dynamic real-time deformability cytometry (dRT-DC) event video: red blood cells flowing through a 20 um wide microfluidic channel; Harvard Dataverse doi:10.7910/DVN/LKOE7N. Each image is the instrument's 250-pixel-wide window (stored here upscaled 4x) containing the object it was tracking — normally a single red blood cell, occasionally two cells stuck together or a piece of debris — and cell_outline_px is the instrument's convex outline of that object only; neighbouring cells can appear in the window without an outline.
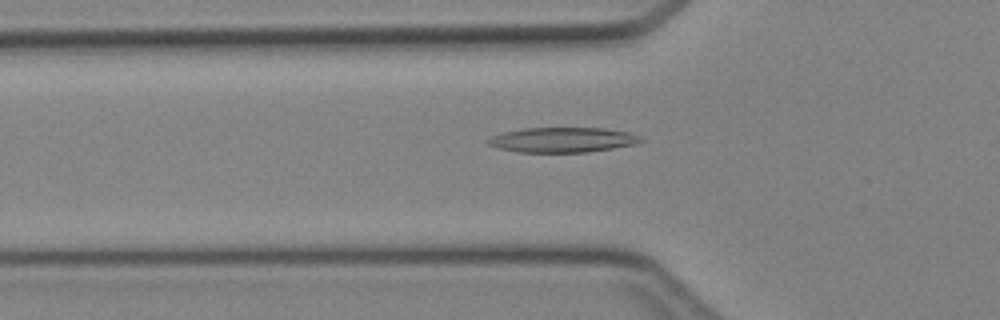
{"species": "Egyptian fruit bat (a non-hibernating species)", "species_latin": "Rousettus aegyptiacus", "temperature_condition": "cold", "stored_images_in_passage": 39, "camera_frame_rate_fps": 3000, "um_per_image_px": 0.085, "animal": {"sex": "female"}, "frame": {"image": 1, "passage_image": 15, "time_ms": 4.667, "image_size_px": [1000, 320], "cell_outline_px": [[644, 140], [636, 144], [612, 148], [584, 152], [520, 152], [496, 148], [488, 144], [484, 140], [492, 136], [504, 132], [524, 128], [604, 128], [632, 132], [640, 136]], "centroid_in_image_um": [47.82, 11.88], "position_along_channel_um": 78.0, "area_um2": 22.31}}
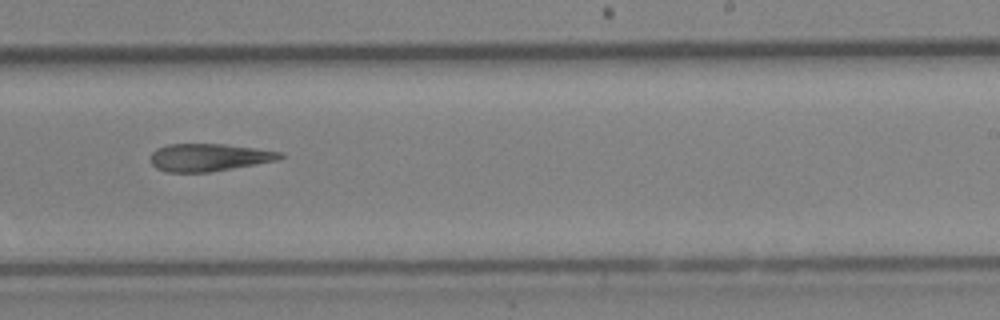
{"frame": {"image": 2, "passage_image": 28, "time_ms": 9.0, "image_size_px": [1000, 320], "cell_outline_px": [[284, 156], [280, 160], [208, 172], [164, 172], [156, 168], [148, 160], [152, 152], [156, 148], [168, 144], [224, 144], [256, 148], [284, 152]], "centroid_in_image_um": [17.74, 13.37], "position_along_channel_um": 271.3, "area_um2": 21.04}}
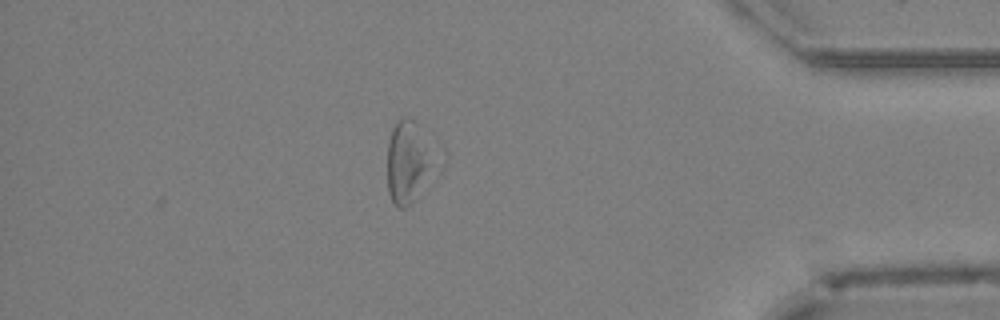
{"frame": {"image": 3, "passage_image": 39, "time_ms": 12.667, "image_size_px": [1000, 320], "cell_outline_px": [[428, 164], [412, 204], [404, 208], [400, 208], [392, 200], [388, 192], [388, 140], [392, 128], [400, 116], [408, 116], [416, 124]], "centroid_in_image_um": [34.44, 13.77], "position_along_channel_um": 400.8, "area_um2": 19.59}}